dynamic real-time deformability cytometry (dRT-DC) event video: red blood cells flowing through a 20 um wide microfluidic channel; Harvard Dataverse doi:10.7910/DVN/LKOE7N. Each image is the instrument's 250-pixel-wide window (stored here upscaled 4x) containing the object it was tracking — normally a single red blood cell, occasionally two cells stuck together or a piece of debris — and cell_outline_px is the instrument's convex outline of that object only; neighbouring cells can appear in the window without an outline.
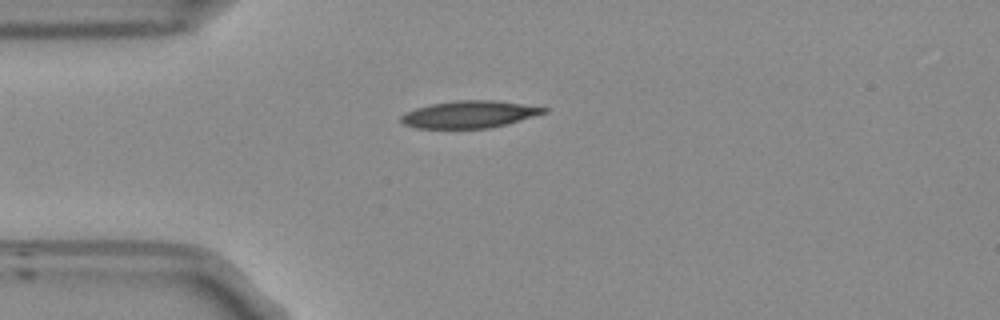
{"species": "Egyptian fruit bat (a non-hibernating species)", "species_latin": "Rousettus aegyptiacus", "temperature_condition": "room temperature", "stored_images_in_passage": 34, "camera_frame_rate_fps": 3000, "um_per_image_px": 0.085, "frame": {"image": 1, "passage_image": 1, "time_ms": 0.0, "image_size_px": [1000, 320], "cell_outline_px": [[548, 112], [508, 124], [488, 128], [416, 128], [404, 124], [400, 120], [400, 116], [416, 108], [432, 104], [456, 100], [496, 100], [548, 108]], "centroid_in_image_um": [39.92, 9.72], "position_along_channel_um": 45.1, "area_um2": 22.48}}
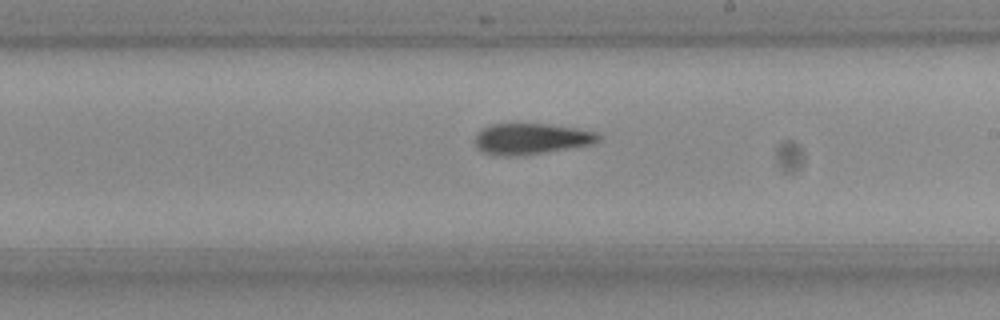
{"frame": {"image": 2, "passage_image": 18, "time_ms": 5.667, "image_size_px": [1000, 320], "cell_outline_px": [[600, 140], [592, 144], [520, 156], [504, 156], [484, 152], [476, 148], [476, 132], [480, 128], [492, 124], [548, 124], [576, 128], [596, 132], [600, 136]], "centroid_in_image_um": [45.12, 11.79], "position_along_channel_um": 243.9, "area_um2": 22.2}}
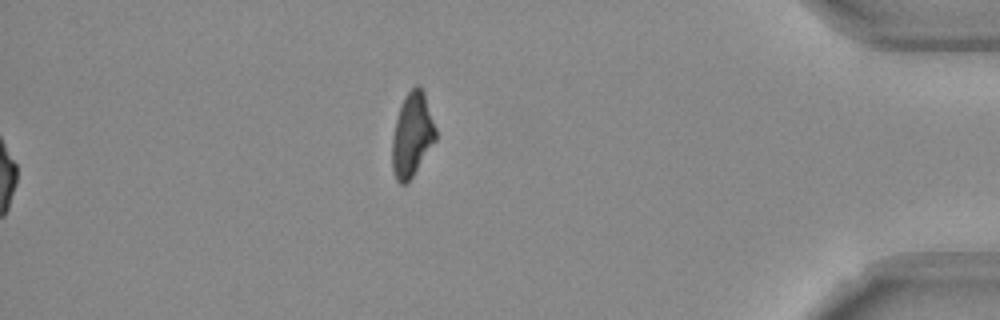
{"frame": {"image": 3, "passage_image": 34, "time_ms": 11.0, "image_size_px": [1000, 320], "cell_outline_px": [[436, 140], [412, 176], [404, 184], [400, 184], [396, 180], [392, 172], [392, 140], [396, 120], [404, 96], [416, 84], [424, 92], [436, 128]], "centroid_in_image_um": [35.02, 11.47], "position_along_channel_um": 400.2, "area_um2": 21.04}, "authors_computed_cell_mechanics": {"area_um2": 22.253, "velocity_mm_per_s": 3.7523, "shape_relaxation_time_tau1_ms": 5.7302, "shape_relaxation_time_tau2_ms": 4.3917, "deformation_change_tau1": 0.1927, "deformation_change_tau2": 0.129}}